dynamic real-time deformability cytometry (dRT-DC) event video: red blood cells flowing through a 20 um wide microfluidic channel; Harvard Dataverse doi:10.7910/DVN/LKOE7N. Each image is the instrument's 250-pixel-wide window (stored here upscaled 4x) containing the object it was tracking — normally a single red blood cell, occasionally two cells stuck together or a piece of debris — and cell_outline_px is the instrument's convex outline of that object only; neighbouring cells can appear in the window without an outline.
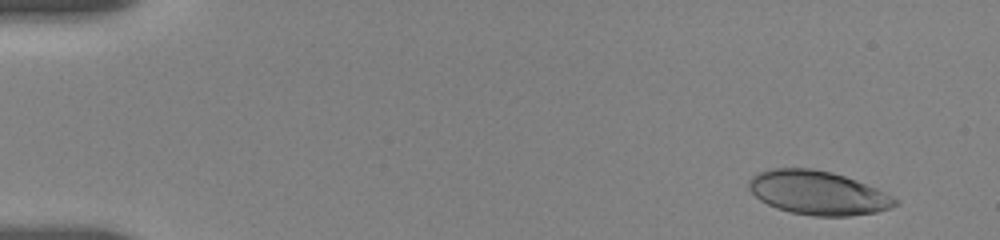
{"species": "human", "species_latin": "Homo sapiens", "temperature_condition": "room temperature", "stored_images_in_passage": 19, "camera_frame_rate_fps": 3000, "um_per_image_px": 0.085, "donor": {"sex": "female"}, "frame": {"image": 1, "passage_image": 3, "time_ms": 1.0, "image_size_px": [1000, 240], "cell_outline_px": [[900, 204], [876, 212], [848, 216], [812, 216], [792, 212], [776, 208], [760, 200], [748, 188], [748, 180], [752, 176], [760, 172], [772, 168], [808, 168], [832, 172], [856, 180], [876, 188], [900, 200]], "centroid_in_image_um": [69.52, 16.39], "position_along_channel_um": 15.5, "area_um2": 37.28}}
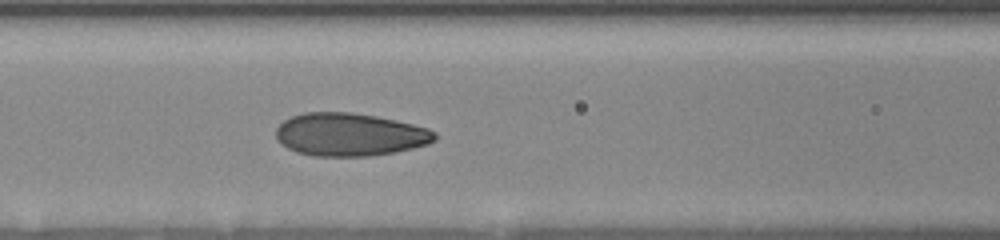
{"frame": {"image": 2, "passage_image": 12, "time_ms": 7.667, "image_size_px": [1000, 240], "cell_outline_px": [[436, 140], [428, 144], [396, 152], [368, 156], [312, 156], [296, 152], [280, 144], [276, 140], [276, 128], [284, 120], [292, 116], [304, 112], [352, 112], [376, 116], [412, 124], [428, 128], [436, 132]], "centroid_in_image_um": [29.71, 11.44], "position_along_channel_um": 136.9, "area_um2": 39.94}}
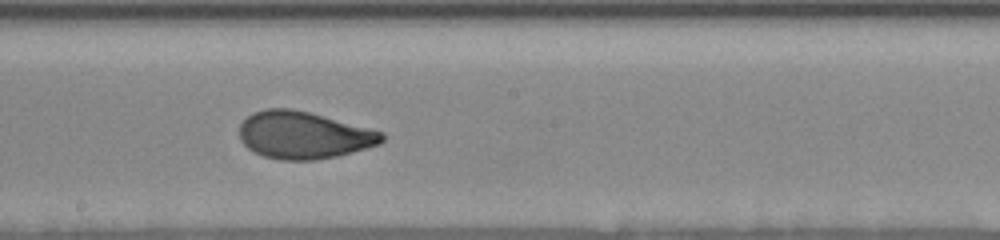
{"frame": {"image": 3, "passage_image": 17, "time_ms": 10.0, "image_size_px": [1000, 240], "cell_outline_px": [[384, 140], [380, 144], [352, 152], [336, 156], [316, 160], [280, 160], [264, 156], [248, 148], [240, 140], [240, 124], [252, 112], [264, 108], [292, 108], [308, 112], [384, 132]], "centroid_in_image_um": [25.79, 11.48], "position_along_channel_um": 222.4, "area_um2": 39.13}}